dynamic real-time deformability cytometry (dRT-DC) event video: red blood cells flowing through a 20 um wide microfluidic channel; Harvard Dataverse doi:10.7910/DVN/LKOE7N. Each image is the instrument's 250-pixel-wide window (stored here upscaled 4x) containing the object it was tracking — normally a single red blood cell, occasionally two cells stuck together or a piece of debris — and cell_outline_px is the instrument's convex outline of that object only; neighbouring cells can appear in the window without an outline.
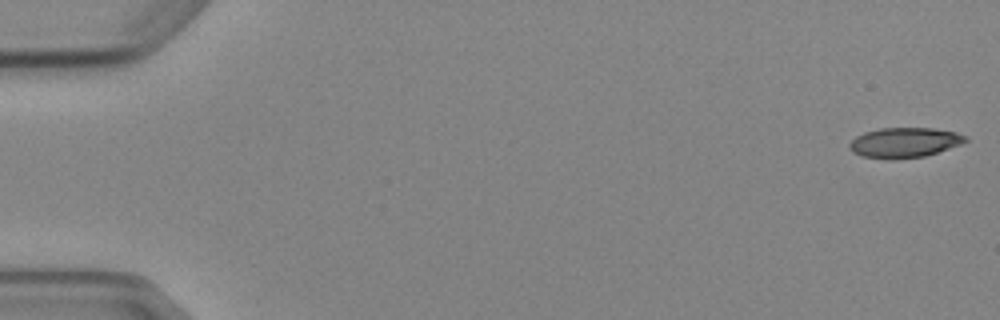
{"species": "Egyptian fruit bat (a non-hibernating species)", "species_latin": "Rousettus aegyptiacus", "temperature_condition": "cold", "stored_images_in_passage": 6, "camera_frame_rate_fps": 3000, "um_per_image_px": 0.085, "animal": {"sex": "female"}, "frame": {"image": 1, "passage_image": 1, "time_ms": 0.0, "image_size_px": [1000, 320], "cell_outline_px": [[968, 140], [960, 144], [924, 156], [864, 156], [852, 152], [848, 148], [848, 144], [856, 136], [864, 132], [880, 128], [932, 128], [956, 132], [968, 136]], "centroid_in_image_um": [76.89, 12.06], "position_along_channel_um": 8.1, "area_um2": 19.42}}
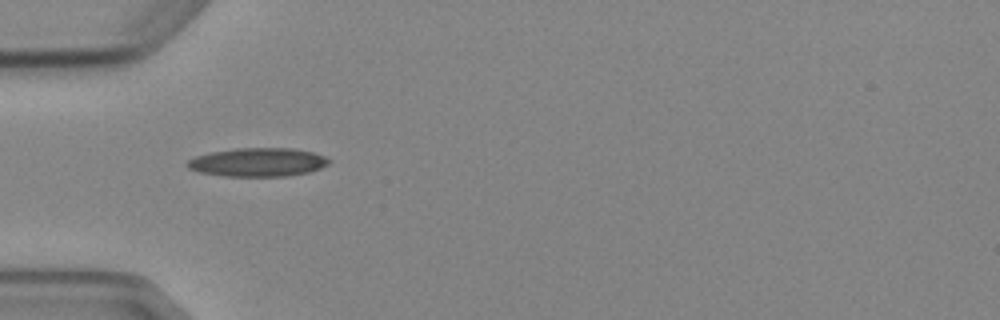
{"frame": {"image": 2, "passage_image": 5, "time_ms": 5.333, "image_size_px": [1000, 320], "cell_outline_px": [[332, 160], [328, 164], [320, 168], [308, 172], [288, 176], [224, 176], [200, 172], [188, 168], [184, 164], [188, 160], [196, 156], [212, 152], [236, 148], [292, 148], [312, 152], [324, 156]], "centroid_in_image_um": [21.91, 13.79], "position_along_channel_um": 63.1, "area_um2": 23.58}}
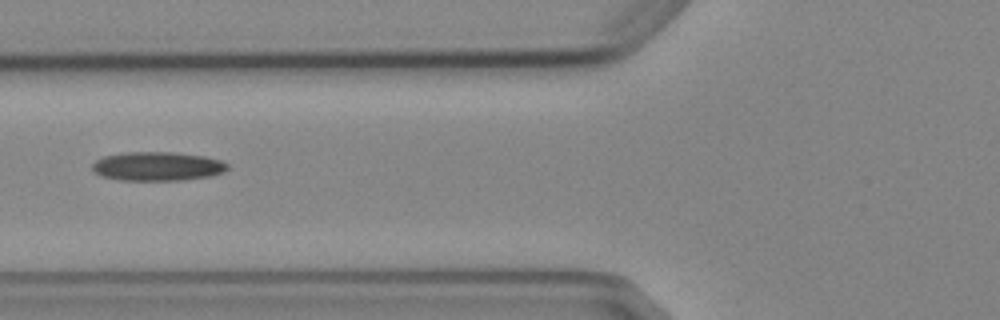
{"frame": {"image": 3, "passage_image": 6, "time_ms": 6.667, "image_size_px": [1000, 320], "cell_outline_px": [[228, 168], [224, 172], [212, 176], [184, 180], [120, 180], [100, 176], [92, 168], [92, 164], [96, 160], [104, 156], [128, 152], [172, 152], [204, 156], [220, 160], [228, 164]], "centroid_in_image_um": [13.4, 14.14], "position_along_channel_um": 112.4, "area_um2": 22.83}}